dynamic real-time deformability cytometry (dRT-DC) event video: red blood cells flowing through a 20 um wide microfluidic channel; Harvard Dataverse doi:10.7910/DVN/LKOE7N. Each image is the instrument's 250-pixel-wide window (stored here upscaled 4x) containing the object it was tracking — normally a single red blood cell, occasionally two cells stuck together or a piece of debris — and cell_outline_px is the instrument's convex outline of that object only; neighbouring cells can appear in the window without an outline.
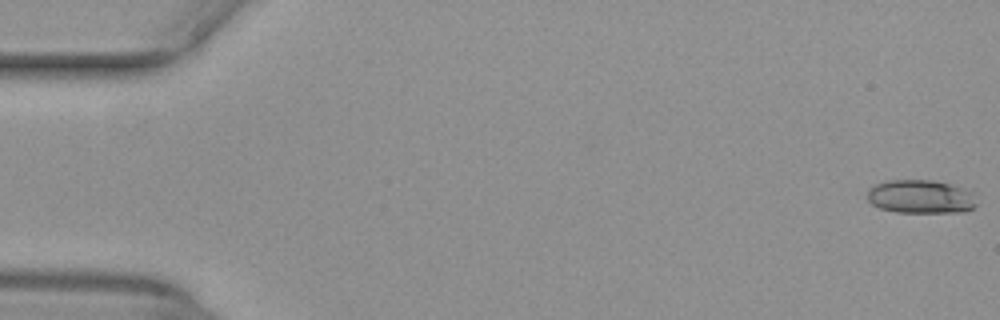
{"species": "common noctule bat (a hibernating species)", "species_latin": "Nyctalus noctula", "temperature_condition": "warm", "stored_images_in_passage": 53, "camera_frame_rate_fps": 3000, "um_per_image_px": 0.085, "animal": {"sex": "female", "body_mass_g": 29.2, "forearm_length_mm": 56.3}, "frame": {"image": 1, "passage_image": 1, "time_ms": 0.0, "image_size_px": [1000, 320], "cell_outline_px": [[976, 204], [972, 208], [964, 212], [896, 212], [880, 208], [872, 204], [868, 200], [868, 188], [872, 184], [888, 180], [936, 180], [972, 192]], "centroid_in_image_um": [78.2, 16.71], "position_along_channel_um": 6.8, "area_um2": 21.33}}
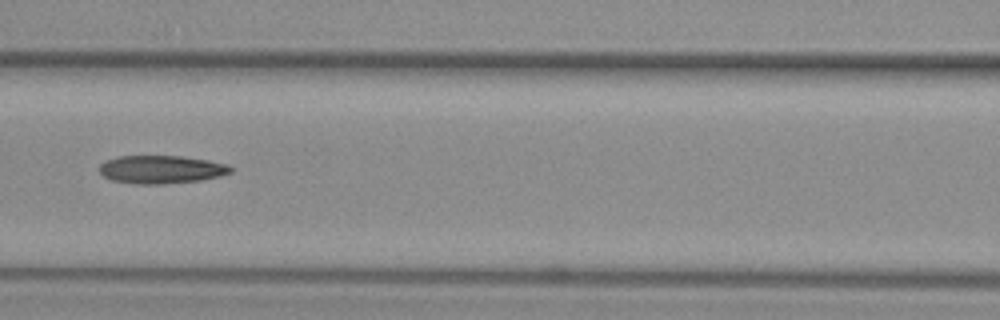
{"frame": {"image": 2, "passage_image": 24, "time_ms": 7.667, "image_size_px": [1000, 320], "cell_outline_px": [[232, 172], [220, 176], [200, 180], [164, 184], [136, 184], [112, 180], [104, 176], [100, 172], [100, 164], [104, 160], [120, 156], [180, 156], [208, 160], [228, 164], [232, 168]], "centroid_in_image_um": [13.71, 14.4], "position_along_channel_um": 152.9, "area_um2": 21.5}}
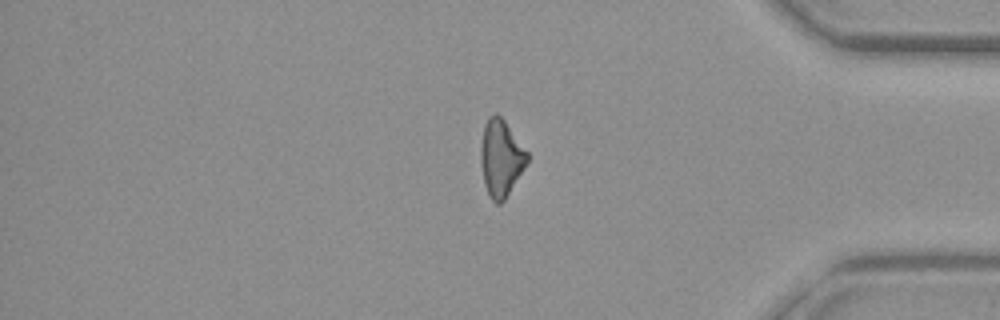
{"frame": {"image": 3, "passage_image": 44, "time_ms": 14.333, "image_size_px": [1000, 320], "cell_outline_px": [[528, 160], [504, 200], [500, 204], [496, 204], [488, 196], [484, 184], [480, 160], [480, 144], [484, 124], [488, 116], [496, 112], [504, 120], [528, 152]], "centroid_in_image_um": [42.54, 13.41], "position_along_channel_um": 392.7, "area_um2": 20.75}, "authors_computed_cell_mechanics": {"area_um2": 21.2126, "velocity_mm_per_s": 3.9974, "shape_relaxation_time_tau1_ms": null, "shape_relaxation_time_tau2_ms": 5.9376, "deformation_change_tau1": null, "deformation_change_tau2": 0.1848}}